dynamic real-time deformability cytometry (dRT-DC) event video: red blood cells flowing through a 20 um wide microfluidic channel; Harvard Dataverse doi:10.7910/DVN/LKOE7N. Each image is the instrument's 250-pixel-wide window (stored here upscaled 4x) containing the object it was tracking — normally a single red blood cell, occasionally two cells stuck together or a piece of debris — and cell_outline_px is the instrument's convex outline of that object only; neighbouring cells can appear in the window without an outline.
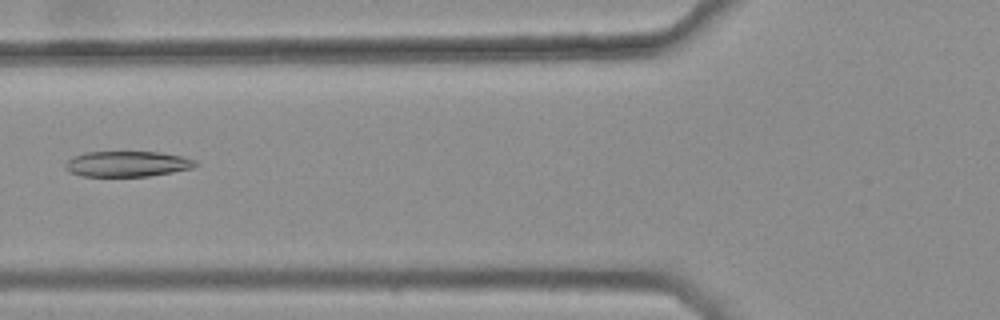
{"species": "common noctule bat (a hibernating species)", "species_latin": "Nyctalus noctula", "temperature_condition": "warm", "stored_images_in_passage": 4, "camera_frame_rate_fps": 3000, "um_per_image_px": 0.085, "animal": {"sex": "female", "body_mass_g": 25.1}, "frame": {"image": 1, "passage_image": 3, "time_ms": 0.667, "image_size_px": [1000, 320], "cell_outline_px": [[200, 164], [192, 168], [172, 172], [148, 176], [80, 176], [68, 172], [64, 168], [64, 164], [72, 156], [84, 152], [160, 152], [180, 156], [196, 160]], "centroid_in_image_um": [10.78, 13.93], "position_along_channel_um": 115.0, "area_um2": 19.54}}
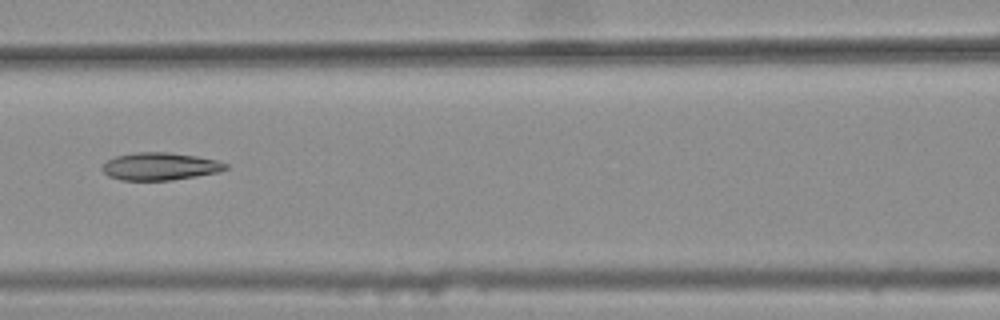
{"frame": {"image": 2, "passage_image": 4, "time_ms": 1.0, "image_size_px": [1000, 320], "cell_outline_px": [[228, 168], [220, 172], [172, 180], [120, 180], [108, 176], [100, 168], [108, 160], [116, 156], [136, 152], [168, 152], [196, 156], [216, 160], [228, 164]], "centroid_in_image_um": [13.6, 14.14], "position_along_channel_um": 153.0, "area_um2": 19.83}}